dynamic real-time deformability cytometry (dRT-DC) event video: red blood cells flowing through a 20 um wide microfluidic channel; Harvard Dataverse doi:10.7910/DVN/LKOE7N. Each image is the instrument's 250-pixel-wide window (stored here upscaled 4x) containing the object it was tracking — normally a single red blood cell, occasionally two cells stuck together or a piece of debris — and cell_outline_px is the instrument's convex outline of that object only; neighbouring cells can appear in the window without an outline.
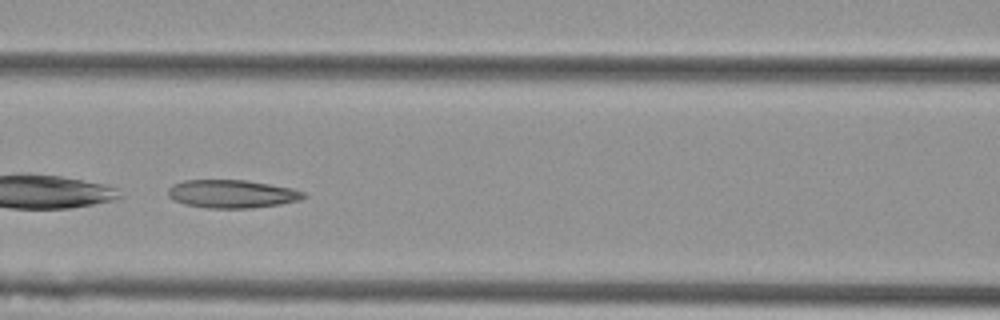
{"species": "Egyptian fruit bat (a non-hibernating species)", "species_latin": "Rousettus aegyptiacus", "temperature_condition": "cold", "stored_images_in_passage": 43, "camera_frame_rate_fps": 3000, "um_per_image_px": 0.085, "animal": {"sex": "female"}, "frame": {"image": 1, "passage_image": 19, "time_ms": 6.0, "image_size_px": [1000, 320], "cell_outline_px": [[308, 196], [300, 200], [280, 204], [252, 208], [208, 208], [184, 204], [172, 200], [168, 196], [168, 188], [172, 184], [184, 180], [244, 180], [292, 188], [304, 192]], "centroid_in_image_um": [19.7, 16.48], "position_along_channel_um": 146.9, "area_um2": 22.31}, "authors_computed_cell_mechanics": {"area_um2": 23.987, "velocity_mm_per_s": 3.7629, "shape_relaxation_time_tau1_ms": null, "shape_relaxation_time_tau2_ms": 4.8049, "deformation_change_tau1": null, "deformation_change_tau2": 0.1223}}